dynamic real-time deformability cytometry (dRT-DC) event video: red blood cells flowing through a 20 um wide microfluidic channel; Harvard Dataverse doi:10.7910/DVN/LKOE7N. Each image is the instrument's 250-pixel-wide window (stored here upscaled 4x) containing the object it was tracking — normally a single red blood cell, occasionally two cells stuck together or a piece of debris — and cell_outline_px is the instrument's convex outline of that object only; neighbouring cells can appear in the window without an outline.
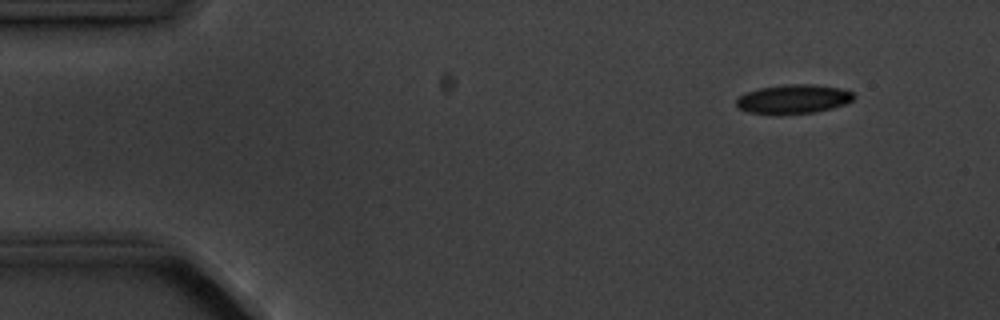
{"species": "common noctule bat (a hibernating species)", "species_latin": "Nyctalus noctula", "temperature_condition": "cold", "stored_images_in_passage": 4, "camera_frame_rate_fps": 3000, "um_per_image_px": 0.085, "animal": {"sex": "male", "body_mass_g": 20.1, "forearm_length_mm": 53.5}, "frame": {"image": 1, "passage_image": 2, "time_ms": 1.0, "image_size_px": [1000, 320], "cell_outline_px": [[856, 96], [852, 100], [844, 104], [832, 108], [816, 112], [780, 116], [748, 112], [740, 108], [736, 104], [736, 100], [740, 96], [748, 92], [760, 88], [788, 84], [816, 84], [840, 88], [852, 92]], "centroid_in_image_um": [67.45, 8.44], "position_along_channel_um": 17.6, "area_um2": 20.17}}
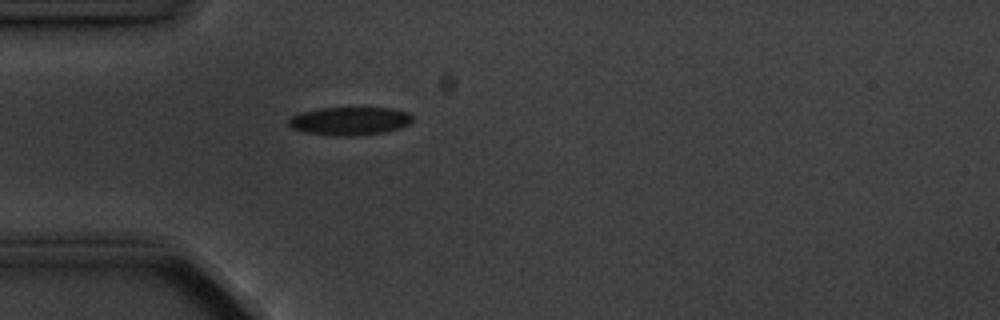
{"frame": {"image": 2, "passage_image": 4, "time_ms": 4.333, "image_size_px": [1000, 320], "cell_outline_px": [[412, 120], [408, 124], [400, 128], [384, 132], [356, 136], [340, 136], [304, 132], [292, 128], [288, 124], [288, 120], [292, 116], [300, 112], [320, 108], [392, 108], [408, 112], [412, 116]], "centroid_in_image_um": [29.72, 10.28], "position_along_channel_um": 55.3, "area_um2": 20.35}}